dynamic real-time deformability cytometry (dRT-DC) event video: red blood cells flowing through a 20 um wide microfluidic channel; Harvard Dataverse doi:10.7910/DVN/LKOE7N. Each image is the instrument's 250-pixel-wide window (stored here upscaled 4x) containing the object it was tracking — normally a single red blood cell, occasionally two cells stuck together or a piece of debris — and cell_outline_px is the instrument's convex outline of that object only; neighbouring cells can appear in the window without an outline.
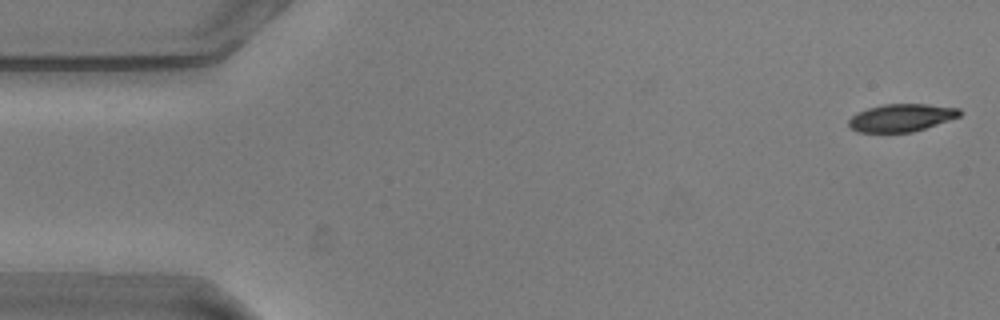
{"species": "common noctule bat (a hibernating species)", "species_latin": "Nyctalus noctula", "temperature_condition": "warm", "stored_images_in_passage": 55, "camera_frame_rate_fps": 3000, "um_per_image_px": 0.085, "animal": {"sex": "male", "body_mass_g": 20.5, "forearm_length_mm": 52.5}, "frame": {"image": 1, "passage_image": 1, "time_ms": 0.0, "image_size_px": [1000, 320], "cell_outline_px": [[960, 116], [912, 132], [856, 132], [848, 124], [848, 120], [856, 112], [868, 108], [884, 104], [928, 104], [960, 108]], "centroid_in_image_um": [76.58, 10.0], "position_along_channel_um": 8.4, "area_um2": 17.74}}
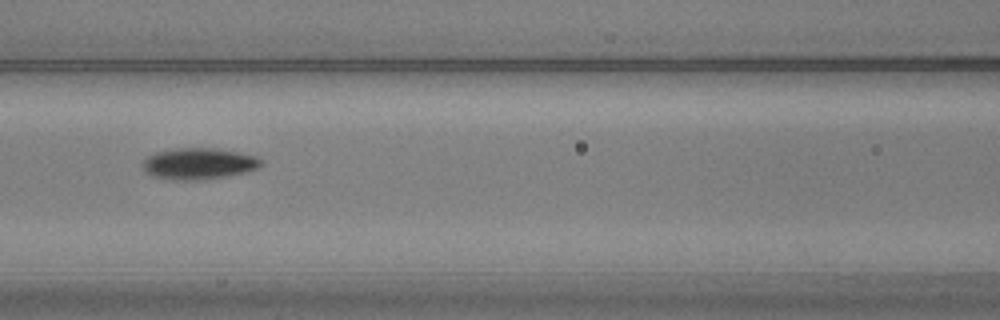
{"frame": {"image": 2, "passage_image": 23, "time_ms": 7.333, "image_size_px": [1000, 320], "cell_outline_px": [[264, 164], [256, 168], [244, 172], [228, 176], [204, 180], [172, 180], [152, 176], [144, 172], [140, 164], [148, 156], [156, 152], [172, 148], [216, 148], [256, 156], [264, 160]], "centroid_in_image_um": [16.86, 13.91], "position_along_channel_um": 149.7, "area_um2": 21.96}}
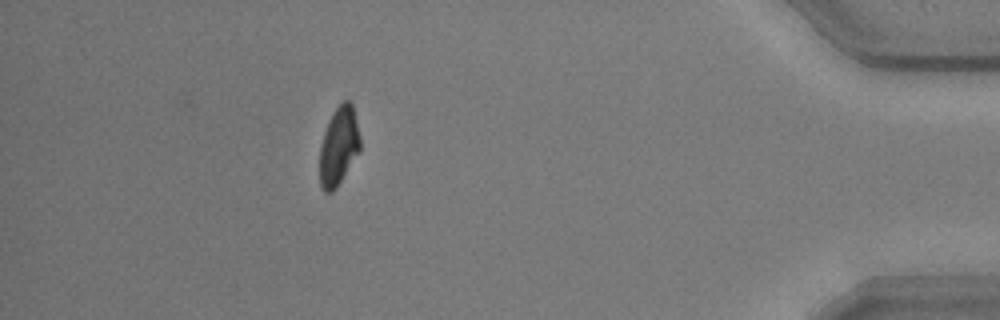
{"frame": {"image": 3, "passage_image": 49, "time_ms": 16.0, "image_size_px": [1000, 320], "cell_outline_px": [[360, 148], [336, 188], [332, 192], [324, 192], [320, 184], [320, 144], [324, 132], [332, 112], [344, 100], [348, 100], [352, 104], [360, 136]], "centroid_in_image_um": [28.77, 12.41], "position_along_channel_um": 406.4, "area_um2": 18.15}, "authors_computed_cell_mechanics": {"area_um2": 19.652, "velocity_mm_per_s": 3.6034, "shape_relaxation_time_tau1_ms": 2.6632, "shape_relaxation_time_tau2_ms": 4.2931, "deformation_change_tau1": 0.1239, "deformation_change_tau2": 0.0859}}